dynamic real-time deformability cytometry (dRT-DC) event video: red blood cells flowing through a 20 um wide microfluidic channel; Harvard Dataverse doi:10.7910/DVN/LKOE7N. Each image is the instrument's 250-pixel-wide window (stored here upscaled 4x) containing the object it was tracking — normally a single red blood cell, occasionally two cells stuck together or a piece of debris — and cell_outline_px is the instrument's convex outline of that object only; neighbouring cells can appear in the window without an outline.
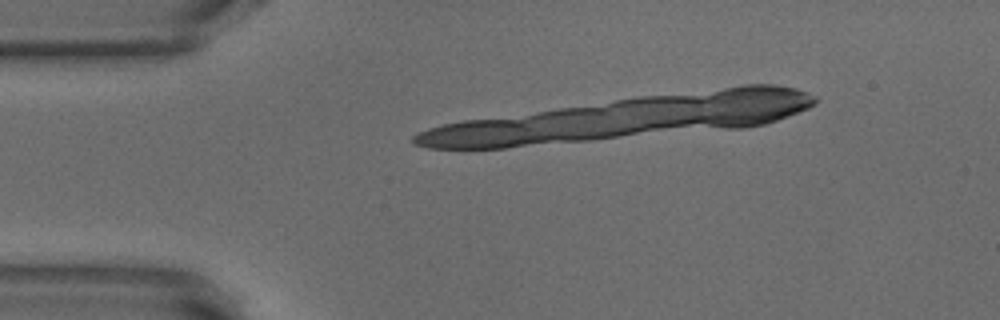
{"species": "common noctule bat (a hibernating species)", "species_latin": "Nyctalus noctula", "temperature_condition": "warm", "stored_images_in_passage": 14, "segment_of_instrument_passage": [2, 2], "camera_frame_rate_fps": 3000, "um_per_image_px": 0.085, "animal": {"sex": "male", "body_mass_g": 18.8}, "frame": {"image": 1, "passage_image": 7, "time_ms": 2.0, "image_size_px": [1000, 320], "cell_outline_px": [[536, 140], [492, 148], [452, 148], [456, 124], [496, 120], [500, 120], [516, 124]], "centroid_in_image_um": [41.56, 11.46], "position_along_channel_um": 43.4, "area_um2": 12.72}}